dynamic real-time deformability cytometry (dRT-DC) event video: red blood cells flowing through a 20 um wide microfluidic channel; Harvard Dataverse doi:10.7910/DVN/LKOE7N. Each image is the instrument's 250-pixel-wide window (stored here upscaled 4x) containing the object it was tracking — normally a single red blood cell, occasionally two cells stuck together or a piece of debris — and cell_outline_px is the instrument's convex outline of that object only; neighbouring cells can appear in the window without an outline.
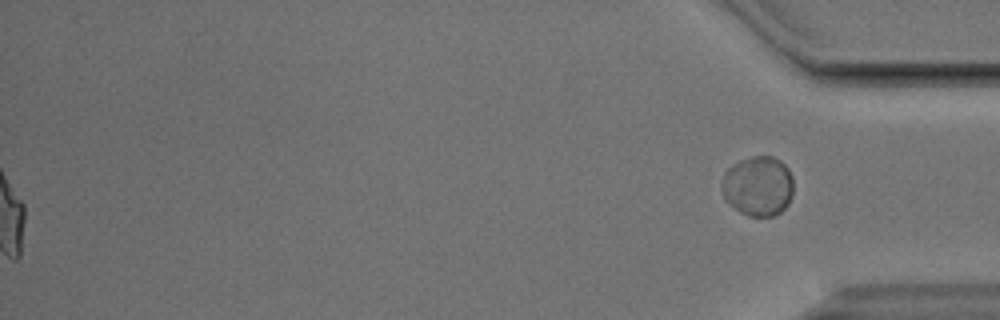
{"species": "Egyptian fruit bat (a non-hibernating species)", "species_latin": "Rousettus aegyptiacus", "temperature_condition": "cold", "stored_images_in_passage": 41, "segment_of_instrument_passage": [2, 2], "camera_frame_rate_fps": 3000, "um_per_image_px": 0.085, "animal": {"sex": "male"}, "frame": {"image": 1, "passage_image": 41, "time_ms": 13.333, "image_size_px": [1000, 320], "cell_outline_px": [[792, 196], [788, 204], [780, 212], [772, 216], [748, 216], [740, 212], [724, 196], [724, 172], [732, 164], [740, 160], [752, 156], [772, 156], [780, 160], [788, 168], [792, 176]], "centroid_in_image_um": [64.47, 15.79], "position_along_channel_um": 370.7, "area_um2": 24.68}}